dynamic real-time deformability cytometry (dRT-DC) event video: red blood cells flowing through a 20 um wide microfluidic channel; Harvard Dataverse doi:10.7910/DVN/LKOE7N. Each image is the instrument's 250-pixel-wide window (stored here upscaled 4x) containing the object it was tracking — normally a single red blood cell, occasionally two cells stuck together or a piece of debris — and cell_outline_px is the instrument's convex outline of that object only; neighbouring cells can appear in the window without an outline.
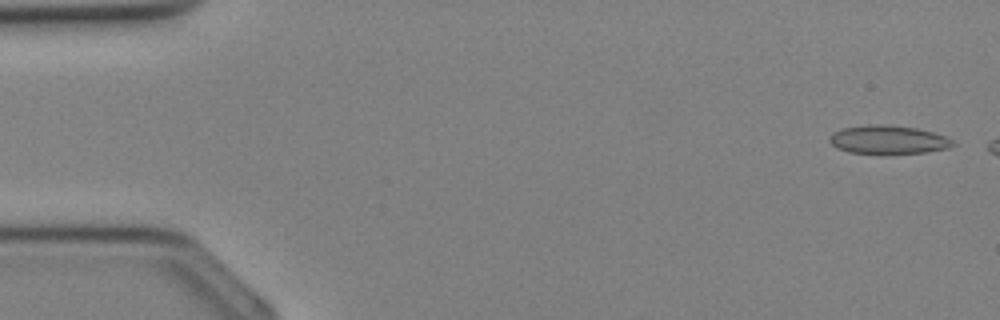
{"species": "Egyptian fruit bat (a non-hibernating species)", "species_latin": "Rousettus aegyptiacus", "temperature_condition": "cold", "stored_images_in_passage": 31, "camera_frame_rate_fps": 3000, "um_per_image_px": 0.085, "animal": {"sex": "female"}, "frame": {"image": 1, "passage_image": 1, "time_ms": 0.0, "image_size_px": [1000, 320], "cell_outline_px": [[956, 144], [948, 148], [928, 152], [888, 156], [880, 156], [848, 152], [836, 148], [828, 140], [832, 132], [844, 128], [868, 124], [880, 124], [916, 128], [948, 136], [956, 140]], "centroid_in_image_um": [75.52, 11.92], "position_along_channel_um": 9.5, "area_um2": 21.5}}
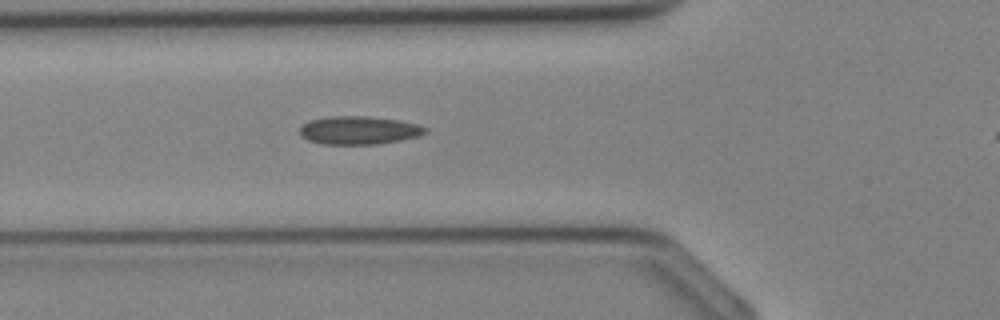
{"frame": {"image": 2, "passage_image": 12, "time_ms": 3.667, "image_size_px": [1000, 320], "cell_outline_px": [[428, 132], [416, 136], [400, 140], [376, 144], [324, 144], [308, 140], [300, 136], [300, 128], [308, 120], [328, 116], [368, 116], [396, 120], [416, 124], [428, 128]], "centroid_in_image_um": [30.47, 11.07], "position_along_channel_um": 95.3, "area_um2": 20.52}}
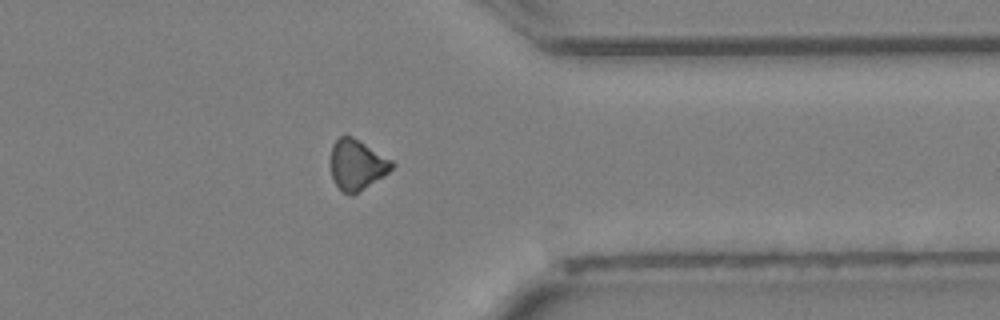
{"frame": {"image": 3, "passage_image": 27, "time_ms": 8.667, "image_size_px": [1000, 320], "cell_outline_px": [[396, 164], [384, 176], [352, 196], [344, 192], [332, 180], [328, 164], [332, 144], [344, 132], [352, 136], [392, 160]], "centroid_in_image_um": [30.28, 13.98], "position_along_channel_um": 381.1, "area_um2": 18.44}}